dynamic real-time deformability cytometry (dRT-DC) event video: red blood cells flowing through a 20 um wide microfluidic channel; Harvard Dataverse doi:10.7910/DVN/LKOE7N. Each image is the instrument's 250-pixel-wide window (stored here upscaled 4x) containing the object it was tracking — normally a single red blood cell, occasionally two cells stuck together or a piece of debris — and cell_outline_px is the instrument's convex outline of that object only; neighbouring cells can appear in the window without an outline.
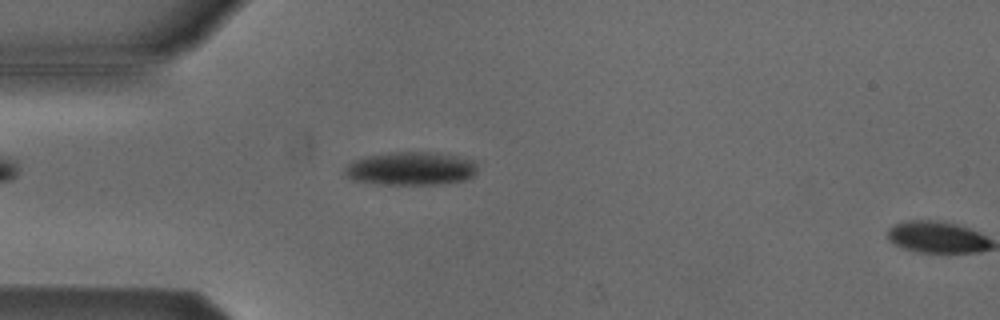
{"species": "Egyptian fruit bat (a non-hibernating species)", "species_latin": "Rousettus aegyptiacus", "temperature_condition": "cold", "stored_images_in_passage": 7, "camera_frame_rate_fps": 3000, "um_per_image_px": 0.085, "animal": {"sex": "male"}, "frame": {"image": 1, "passage_image": 6, "time_ms": 1.667, "image_size_px": [1000, 320], "cell_outline_px": [[476, 172], [468, 180], [440, 184], [380, 184], [352, 180], [344, 172], [344, 168], [352, 160], [368, 156], [388, 152], [428, 152], [456, 156], [476, 160]], "centroid_in_image_um": [34.93, 14.33], "position_along_channel_um": 50.1, "area_um2": 25.84}}